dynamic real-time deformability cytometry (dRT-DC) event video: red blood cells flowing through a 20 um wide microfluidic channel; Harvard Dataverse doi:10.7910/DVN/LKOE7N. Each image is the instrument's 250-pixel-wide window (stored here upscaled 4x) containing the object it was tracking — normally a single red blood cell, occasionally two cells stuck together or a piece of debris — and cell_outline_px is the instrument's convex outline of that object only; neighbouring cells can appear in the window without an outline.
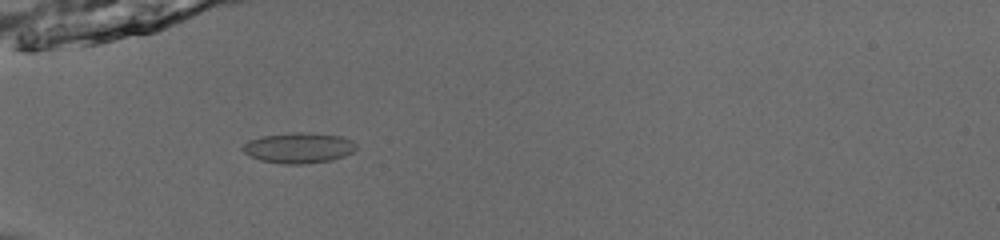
{"species": "common noctule bat (a hibernating species)", "species_latin": "Nyctalus noctula", "temperature_condition": "room temperature", "stored_images_in_passage": 35, "camera_frame_rate_fps": 3000, "um_per_image_px": 0.085, "animal": {"sex": "male", "body_mass_g": 13.0, "forearm_length_mm": 53.1}, "frame": {"image": 1, "passage_image": 1, "time_ms": 0.0, "image_size_px": [1000, 240], "cell_outline_px": [[356, 148], [352, 152], [344, 156], [332, 160], [304, 164], [288, 164], [260, 160], [248, 156], [240, 148], [248, 140], [260, 136], [292, 132], [308, 132], [340, 136], [352, 140], [356, 144]], "centroid_in_image_um": [25.36, 12.56], "position_along_channel_um": 59.6, "area_um2": 20.35}}
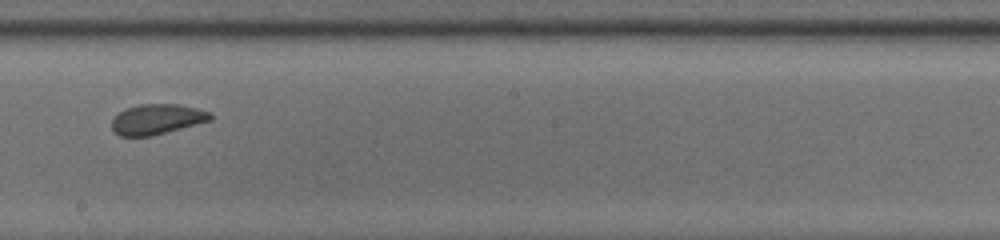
{"frame": {"image": 2, "passage_image": 15, "time_ms": 4.667, "image_size_px": [1000, 240], "cell_outline_px": [[212, 120], [152, 136], [120, 136], [112, 128], [112, 120], [120, 112], [128, 108], [140, 104], [176, 104], [196, 108], [208, 112], [212, 116]], "centroid_in_image_um": [13.35, 10.14], "position_along_channel_um": 234.9, "area_um2": 17.11}}
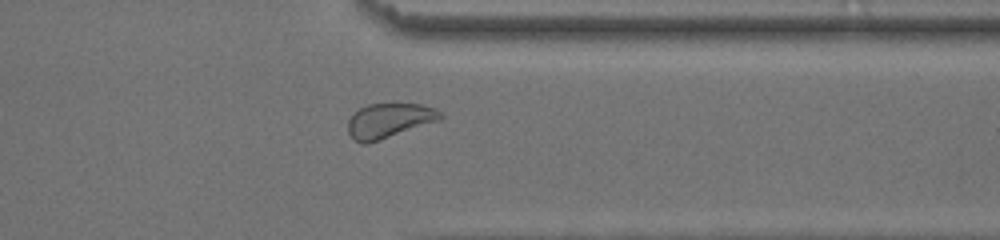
{"frame": {"image": 3, "passage_image": 26, "time_ms": 8.333, "image_size_px": [1000, 240], "cell_outline_px": [[444, 116], [440, 120], [380, 140], [364, 144], [352, 140], [348, 132], [348, 120], [360, 108], [368, 104], [420, 104], [436, 108]], "centroid_in_image_um": [33.08, 10.26], "position_along_channel_um": 378.3, "area_um2": 18.61}, "authors_computed_cell_mechanics": {"area_um2": 18.2648, "velocity_mm_per_s": 3.9194, "shape_relaxation_time_tau1_ms": 3.9758, "shape_relaxation_time_tau2_ms": 0.8907, "deformation_change_tau1": 0.0831, "deformation_change_tau2": 0.0268}}